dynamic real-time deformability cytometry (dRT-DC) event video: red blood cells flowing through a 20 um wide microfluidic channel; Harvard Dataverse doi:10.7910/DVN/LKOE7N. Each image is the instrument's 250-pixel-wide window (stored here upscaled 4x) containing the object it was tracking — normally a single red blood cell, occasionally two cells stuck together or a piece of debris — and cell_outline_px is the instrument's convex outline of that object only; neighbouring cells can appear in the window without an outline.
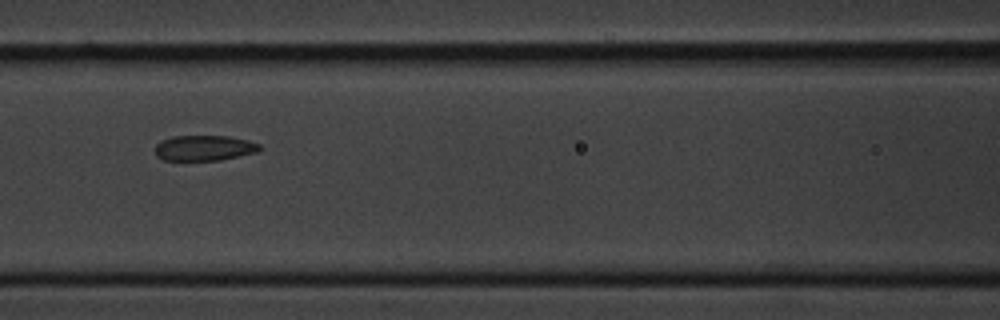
{"species": "common noctule bat (a hibernating species)", "species_latin": "Nyctalus noctula", "temperature_condition": "cold", "stored_images_in_passage": 10, "camera_frame_rate_fps": 3000, "um_per_image_px": 0.085, "animal": {"sex": "male", "body_mass_g": 20.1, "forearm_length_mm": 53.5}, "frame": {"image": 1, "passage_image": 7, "time_ms": 7.0, "image_size_px": [1000, 320], "cell_outline_px": [[264, 148], [260, 152], [220, 160], [164, 160], [156, 156], [156, 144], [160, 140], [172, 136], [228, 136], [248, 140], [260, 144]], "centroid_in_image_um": [17.41, 12.57], "position_along_channel_um": 149.2, "area_um2": 15.72}}
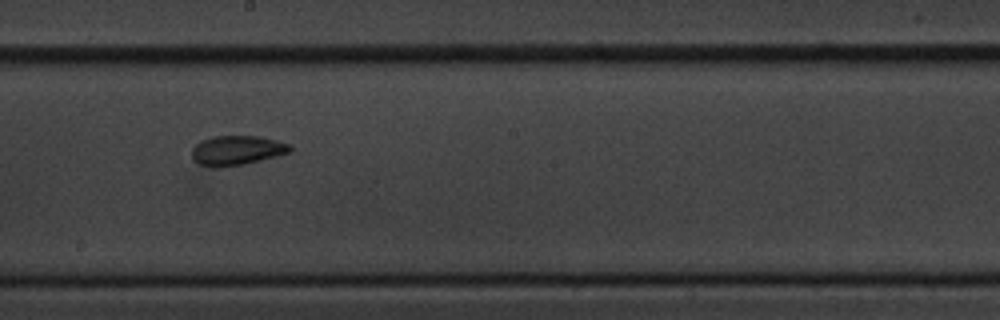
{"frame": {"image": 2, "passage_image": 9, "time_ms": 9.333, "image_size_px": [1000, 320], "cell_outline_px": [[292, 152], [244, 164], [216, 168], [200, 164], [192, 160], [192, 148], [200, 140], [212, 136], [256, 136], [276, 140], [292, 144]], "centroid_in_image_um": [20.13, 12.78], "position_along_channel_um": 228.1, "area_um2": 17.05}}
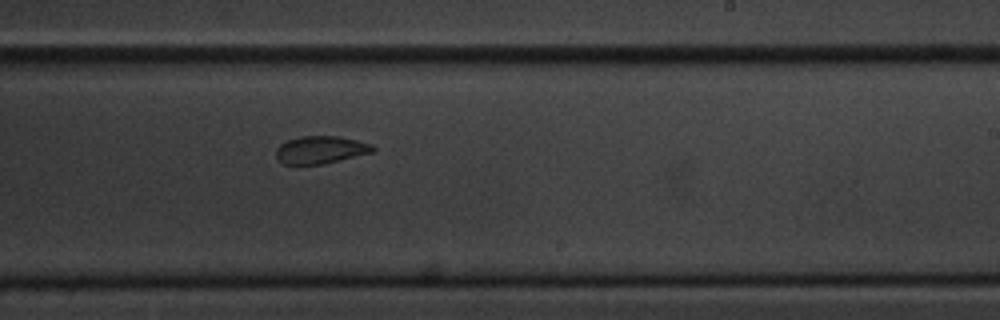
{"frame": {"image": 3, "passage_image": 10, "time_ms": 10.333, "image_size_px": [1000, 320], "cell_outline_px": [[376, 148], [372, 152], [324, 164], [284, 164], [276, 156], [276, 148], [280, 144], [288, 140], [300, 136], [340, 136], [372, 144]], "centroid_in_image_um": [27.25, 12.72], "position_along_channel_um": 261.7, "area_um2": 15.49}}